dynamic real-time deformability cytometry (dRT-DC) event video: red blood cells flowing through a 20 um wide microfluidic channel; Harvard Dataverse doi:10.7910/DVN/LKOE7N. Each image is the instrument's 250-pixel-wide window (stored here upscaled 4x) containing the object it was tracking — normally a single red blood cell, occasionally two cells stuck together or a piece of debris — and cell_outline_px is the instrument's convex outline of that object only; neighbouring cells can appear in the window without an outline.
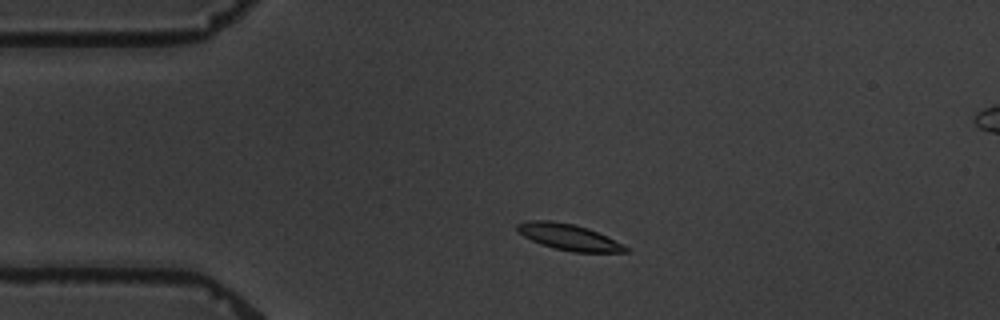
{"species": "common noctule bat (a hibernating species)", "species_latin": "Nyctalus noctula", "temperature_condition": "warm", "stored_images_in_passage": 4, "camera_frame_rate_fps": 3000, "um_per_image_px": 0.085, "animal": {"sex": "male", "body_mass_g": 19.5, "forearm_length_mm": 54.6}, "frame": {"image": 1, "passage_image": 2, "time_ms": 1.333, "image_size_px": [1000, 320], "cell_outline_px": [[628, 252], [572, 252], [540, 244], [516, 232], [516, 224], [528, 220], [552, 220], [572, 224], [588, 228], [628, 248]], "centroid_in_image_um": [48.25, 20.13], "position_along_channel_um": 36.8, "area_um2": 16.18}}